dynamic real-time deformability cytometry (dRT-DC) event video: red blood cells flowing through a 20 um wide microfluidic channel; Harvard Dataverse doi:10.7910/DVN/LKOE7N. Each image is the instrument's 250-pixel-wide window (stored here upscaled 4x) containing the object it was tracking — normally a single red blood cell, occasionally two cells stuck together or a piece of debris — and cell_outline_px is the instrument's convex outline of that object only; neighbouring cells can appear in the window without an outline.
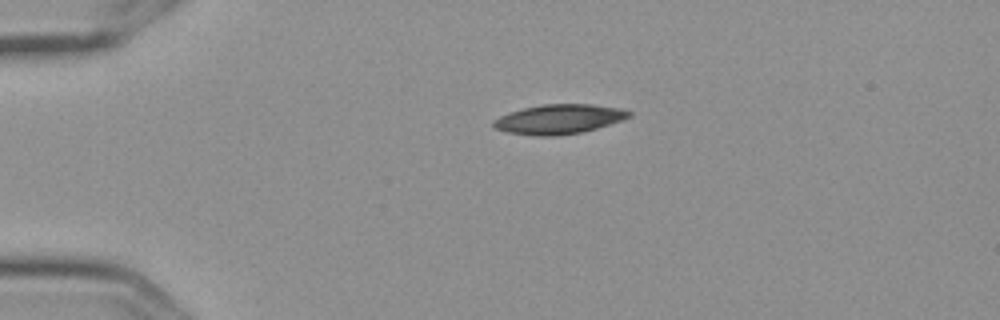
{"species": "Egyptian fruit bat (a non-hibernating species)", "species_latin": "Rousettus aegyptiacus", "temperature_condition": "cold", "stored_images_in_passage": 2, "camera_frame_rate_fps": 3000, "um_per_image_px": 0.085, "frame": {"image": 1, "passage_image": 1, "time_ms": 0.0, "image_size_px": [1000, 320], "cell_outline_px": [[632, 116], [596, 128], [580, 132], [556, 136], [532, 136], [508, 132], [496, 128], [492, 124], [492, 120], [500, 116], [524, 108], [544, 104], [592, 104], [620, 108], [632, 112]], "centroid_in_image_um": [47.5, 10.13], "position_along_channel_um": 37.5, "area_um2": 23.12}}